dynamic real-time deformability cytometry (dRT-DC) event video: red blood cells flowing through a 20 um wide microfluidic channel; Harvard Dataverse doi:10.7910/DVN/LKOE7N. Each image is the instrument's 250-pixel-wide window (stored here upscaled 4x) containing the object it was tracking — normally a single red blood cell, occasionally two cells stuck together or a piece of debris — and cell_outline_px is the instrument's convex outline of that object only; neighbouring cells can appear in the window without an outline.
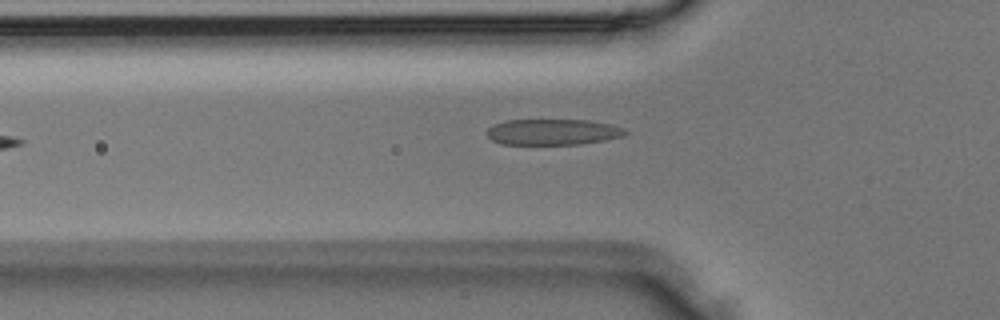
{"species": "Egyptian fruit bat (a non-hibernating species)", "species_latin": "Rousettus aegyptiacus", "temperature_condition": "room temperature", "stored_images_in_passage": 4, "camera_frame_rate_fps": 3000, "um_per_image_px": 0.085, "animal": {"sex": "male"}, "frame": {"image": 1, "passage_image": 4, "time_ms": 1.0, "image_size_px": [1000, 320], "cell_outline_px": [[628, 132], [624, 136], [604, 140], [580, 144], [500, 144], [492, 140], [488, 136], [488, 128], [504, 120], [588, 120], [608, 124], [620, 128]], "centroid_in_image_um": [46.96, 11.22], "position_along_channel_um": 78.8, "area_um2": 20.63}}